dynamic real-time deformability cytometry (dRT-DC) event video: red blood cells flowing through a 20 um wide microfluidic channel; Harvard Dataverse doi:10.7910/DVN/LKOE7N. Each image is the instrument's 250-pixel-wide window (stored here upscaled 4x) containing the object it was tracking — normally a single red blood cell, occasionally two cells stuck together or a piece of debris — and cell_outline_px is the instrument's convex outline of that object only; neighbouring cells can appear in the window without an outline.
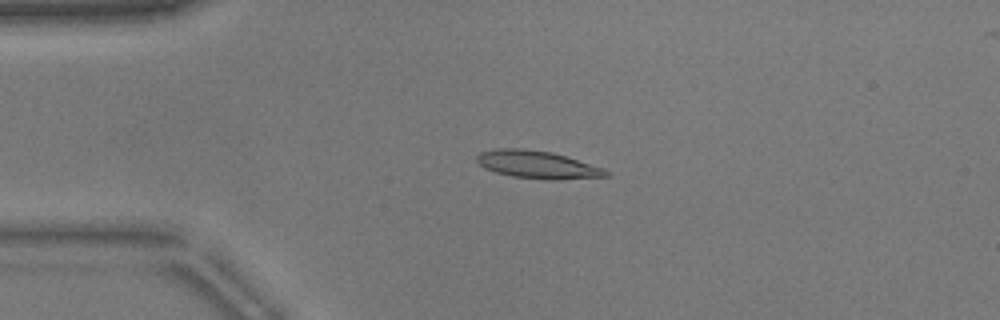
{"species": "common noctule bat (a hibernating species)", "species_latin": "Nyctalus noctula", "temperature_condition": "warm", "stored_images_in_passage": 51, "camera_frame_rate_fps": 3000, "um_per_image_px": 0.085, "animal": {"sex": "male", "body_mass_g": 17.9}, "frame": {"image": 1, "passage_image": 11, "time_ms": 3.333, "image_size_px": [1000, 320], "cell_outline_px": [[608, 176], [556, 180], [548, 180], [512, 176], [496, 172], [484, 168], [476, 160], [476, 156], [480, 152], [496, 148], [520, 148], [552, 152], [604, 168], [608, 172]], "centroid_in_image_um": [45.65, 13.99], "position_along_channel_um": 39.3, "area_um2": 20.75}}
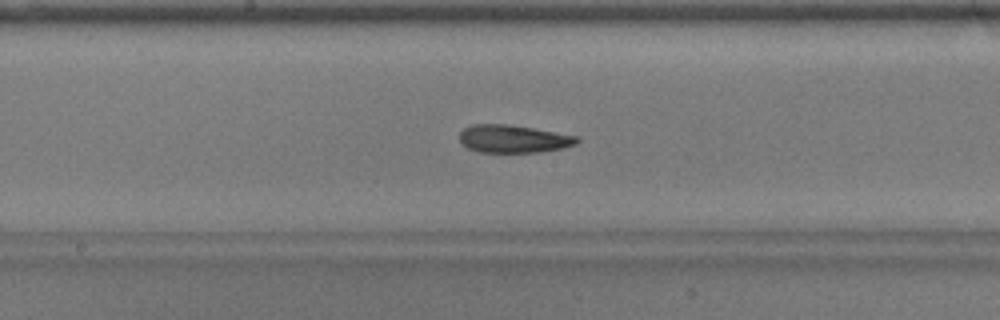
{"frame": {"image": 2, "passage_image": 26, "time_ms": 8.333, "image_size_px": [1000, 320], "cell_outline_px": [[580, 140], [576, 144], [564, 148], [540, 152], [480, 152], [468, 148], [460, 144], [460, 132], [464, 128], [472, 124], [508, 124], [580, 136]], "centroid_in_image_um": [43.65, 11.8], "position_along_channel_um": 204.5, "area_um2": 19.19}}
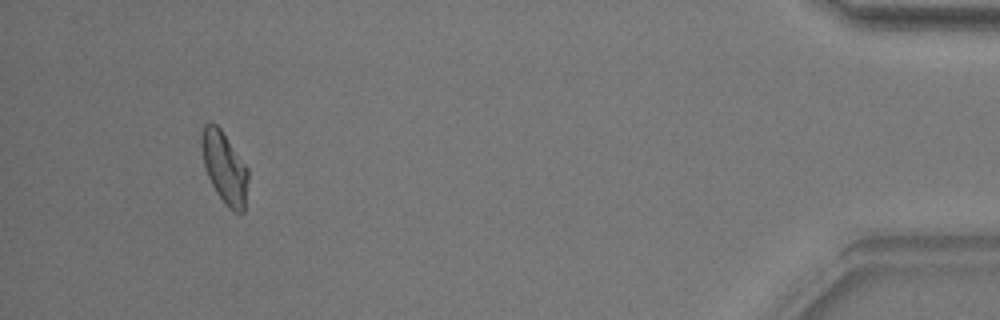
{"frame": {"image": 3, "passage_image": 48, "time_ms": 15.667, "image_size_px": [1000, 320], "cell_outline_px": [[248, 180], [244, 212], [240, 216], [232, 212], [224, 204], [216, 192], [204, 168], [200, 140], [200, 132], [204, 124], [208, 120], [216, 124], [220, 128], [248, 168]], "centroid_in_image_um": [19.07, 14.26], "position_along_channel_um": 416.1, "area_um2": 19.88}, "authors_computed_cell_mechanics": {"area_um2": 19.5364, "velocity_mm_per_s": 3.8405, "shape_relaxation_time_tau1_ms": 4.3004, "shape_relaxation_time_tau2_ms": 3.0392, "deformation_change_tau1": 0.1639, "deformation_change_tau2": 0.0909}}